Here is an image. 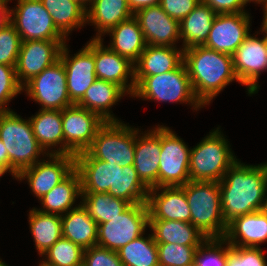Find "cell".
Returning a JSON list of instances; mask_svg holds the SVG:
<instances>
[{
    "label": "cell",
    "instance_id": "cell-1",
    "mask_svg": "<svg viewBox=\"0 0 267 266\" xmlns=\"http://www.w3.org/2000/svg\"><path fill=\"white\" fill-rule=\"evenodd\" d=\"M81 193H108L131 204L146 203L149 188L133 165L124 166L95 159L88 151L75 155Z\"/></svg>",
    "mask_w": 267,
    "mask_h": 266
},
{
    "label": "cell",
    "instance_id": "cell-2",
    "mask_svg": "<svg viewBox=\"0 0 267 266\" xmlns=\"http://www.w3.org/2000/svg\"><path fill=\"white\" fill-rule=\"evenodd\" d=\"M219 187L226 223L261 210L267 193V162L249 165L238 159L224 174Z\"/></svg>",
    "mask_w": 267,
    "mask_h": 266
},
{
    "label": "cell",
    "instance_id": "cell-3",
    "mask_svg": "<svg viewBox=\"0 0 267 266\" xmlns=\"http://www.w3.org/2000/svg\"><path fill=\"white\" fill-rule=\"evenodd\" d=\"M184 64L195 97L205 107L233 81V56L204 45L184 49Z\"/></svg>",
    "mask_w": 267,
    "mask_h": 266
},
{
    "label": "cell",
    "instance_id": "cell-4",
    "mask_svg": "<svg viewBox=\"0 0 267 266\" xmlns=\"http://www.w3.org/2000/svg\"><path fill=\"white\" fill-rule=\"evenodd\" d=\"M0 140L6 146L9 170L15 177L42 160L41 156L47 157L34 136L29 119H23L13 110L0 113Z\"/></svg>",
    "mask_w": 267,
    "mask_h": 266
},
{
    "label": "cell",
    "instance_id": "cell-5",
    "mask_svg": "<svg viewBox=\"0 0 267 266\" xmlns=\"http://www.w3.org/2000/svg\"><path fill=\"white\" fill-rule=\"evenodd\" d=\"M180 187L191 210V224L206 238H223L227 223L222 216L219 182L189 181Z\"/></svg>",
    "mask_w": 267,
    "mask_h": 266
},
{
    "label": "cell",
    "instance_id": "cell-6",
    "mask_svg": "<svg viewBox=\"0 0 267 266\" xmlns=\"http://www.w3.org/2000/svg\"><path fill=\"white\" fill-rule=\"evenodd\" d=\"M220 127L213 129L190 150V181L220 182L238 160Z\"/></svg>",
    "mask_w": 267,
    "mask_h": 266
},
{
    "label": "cell",
    "instance_id": "cell-7",
    "mask_svg": "<svg viewBox=\"0 0 267 266\" xmlns=\"http://www.w3.org/2000/svg\"><path fill=\"white\" fill-rule=\"evenodd\" d=\"M142 100L191 104L194 110L204 108L195 97L184 62L176 69L145 77L132 95Z\"/></svg>",
    "mask_w": 267,
    "mask_h": 266
},
{
    "label": "cell",
    "instance_id": "cell-8",
    "mask_svg": "<svg viewBox=\"0 0 267 266\" xmlns=\"http://www.w3.org/2000/svg\"><path fill=\"white\" fill-rule=\"evenodd\" d=\"M136 128L127 123L105 122L87 150L95 159L120 167L133 165Z\"/></svg>",
    "mask_w": 267,
    "mask_h": 266
},
{
    "label": "cell",
    "instance_id": "cell-9",
    "mask_svg": "<svg viewBox=\"0 0 267 266\" xmlns=\"http://www.w3.org/2000/svg\"><path fill=\"white\" fill-rule=\"evenodd\" d=\"M149 227L146 203L131 204L123 213L98 225L97 245L117 251L144 234Z\"/></svg>",
    "mask_w": 267,
    "mask_h": 266
},
{
    "label": "cell",
    "instance_id": "cell-10",
    "mask_svg": "<svg viewBox=\"0 0 267 266\" xmlns=\"http://www.w3.org/2000/svg\"><path fill=\"white\" fill-rule=\"evenodd\" d=\"M9 10L10 23L21 41L68 39L54 25L50 13L40 0H17L16 7H9Z\"/></svg>",
    "mask_w": 267,
    "mask_h": 266
},
{
    "label": "cell",
    "instance_id": "cell-11",
    "mask_svg": "<svg viewBox=\"0 0 267 266\" xmlns=\"http://www.w3.org/2000/svg\"><path fill=\"white\" fill-rule=\"evenodd\" d=\"M66 71L59 59L39 75L33 77L23 86L30 99L38 103L43 110H63L72 106L67 91Z\"/></svg>",
    "mask_w": 267,
    "mask_h": 266
},
{
    "label": "cell",
    "instance_id": "cell-12",
    "mask_svg": "<svg viewBox=\"0 0 267 266\" xmlns=\"http://www.w3.org/2000/svg\"><path fill=\"white\" fill-rule=\"evenodd\" d=\"M190 150L170 127L161 125L159 187L183 186L190 181Z\"/></svg>",
    "mask_w": 267,
    "mask_h": 266
},
{
    "label": "cell",
    "instance_id": "cell-13",
    "mask_svg": "<svg viewBox=\"0 0 267 266\" xmlns=\"http://www.w3.org/2000/svg\"><path fill=\"white\" fill-rule=\"evenodd\" d=\"M264 36L249 34L236 49L233 56V69L238 83L247 86V94L252 96L260 89L258 78L261 72L267 71L266 28L261 25Z\"/></svg>",
    "mask_w": 267,
    "mask_h": 266
},
{
    "label": "cell",
    "instance_id": "cell-14",
    "mask_svg": "<svg viewBox=\"0 0 267 266\" xmlns=\"http://www.w3.org/2000/svg\"><path fill=\"white\" fill-rule=\"evenodd\" d=\"M64 154L77 155L92 145L99 128L105 123L97 114L76 104L61 110Z\"/></svg>",
    "mask_w": 267,
    "mask_h": 266
},
{
    "label": "cell",
    "instance_id": "cell-15",
    "mask_svg": "<svg viewBox=\"0 0 267 266\" xmlns=\"http://www.w3.org/2000/svg\"><path fill=\"white\" fill-rule=\"evenodd\" d=\"M47 159L23 169L16 180H27L29 188L38 200L63 181L75 169V155L50 154Z\"/></svg>",
    "mask_w": 267,
    "mask_h": 266
},
{
    "label": "cell",
    "instance_id": "cell-16",
    "mask_svg": "<svg viewBox=\"0 0 267 266\" xmlns=\"http://www.w3.org/2000/svg\"><path fill=\"white\" fill-rule=\"evenodd\" d=\"M67 46V43L63 45L59 59L65 67L69 98L76 104L97 79L95 75L94 39H90L85 47L83 46L74 56H70V49Z\"/></svg>",
    "mask_w": 267,
    "mask_h": 266
},
{
    "label": "cell",
    "instance_id": "cell-17",
    "mask_svg": "<svg viewBox=\"0 0 267 266\" xmlns=\"http://www.w3.org/2000/svg\"><path fill=\"white\" fill-rule=\"evenodd\" d=\"M66 40L21 41L15 67L18 82L24 86L33 77L59 60Z\"/></svg>",
    "mask_w": 267,
    "mask_h": 266
},
{
    "label": "cell",
    "instance_id": "cell-18",
    "mask_svg": "<svg viewBox=\"0 0 267 266\" xmlns=\"http://www.w3.org/2000/svg\"><path fill=\"white\" fill-rule=\"evenodd\" d=\"M251 14H217L204 46L218 52L233 55L250 34Z\"/></svg>",
    "mask_w": 267,
    "mask_h": 266
},
{
    "label": "cell",
    "instance_id": "cell-19",
    "mask_svg": "<svg viewBox=\"0 0 267 266\" xmlns=\"http://www.w3.org/2000/svg\"><path fill=\"white\" fill-rule=\"evenodd\" d=\"M94 61L97 79L119 85L127 95H133L136 87L134 63L105 46L103 38L94 39Z\"/></svg>",
    "mask_w": 267,
    "mask_h": 266
},
{
    "label": "cell",
    "instance_id": "cell-20",
    "mask_svg": "<svg viewBox=\"0 0 267 266\" xmlns=\"http://www.w3.org/2000/svg\"><path fill=\"white\" fill-rule=\"evenodd\" d=\"M137 19L147 45L177 47L180 40V22L170 17L160 5L136 11Z\"/></svg>",
    "mask_w": 267,
    "mask_h": 266
},
{
    "label": "cell",
    "instance_id": "cell-21",
    "mask_svg": "<svg viewBox=\"0 0 267 266\" xmlns=\"http://www.w3.org/2000/svg\"><path fill=\"white\" fill-rule=\"evenodd\" d=\"M160 153L161 125H157L145 133L136 128L133 166L138 177L149 189L159 187Z\"/></svg>",
    "mask_w": 267,
    "mask_h": 266
},
{
    "label": "cell",
    "instance_id": "cell-22",
    "mask_svg": "<svg viewBox=\"0 0 267 266\" xmlns=\"http://www.w3.org/2000/svg\"><path fill=\"white\" fill-rule=\"evenodd\" d=\"M149 220L191 223V210L180 186L150 188L147 196Z\"/></svg>",
    "mask_w": 267,
    "mask_h": 266
},
{
    "label": "cell",
    "instance_id": "cell-23",
    "mask_svg": "<svg viewBox=\"0 0 267 266\" xmlns=\"http://www.w3.org/2000/svg\"><path fill=\"white\" fill-rule=\"evenodd\" d=\"M223 239L230 246L259 248L267 242V216L259 210L235 217L227 223Z\"/></svg>",
    "mask_w": 267,
    "mask_h": 266
},
{
    "label": "cell",
    "instance_id": "cell-24",
    "mask_svg": "<svg viewBox=\"0 0 267 266\" xmlns=\"http://www.w3.org/2000/svg\"><path fill=\"white\" fill-rule=\"evenodd\" d=\"M184 62V49L180 47L146 45L135 67V85L145 77L162 74L178 68Z\"/></svg>",
    "mask_w": 267,
    "mask_h": 266
},
{
    "label": "cell",
    "instance_id": "cell-25",
    "mask_svg": "<svg viewBox=\"0 0 267 266\" xmlns=\"http://www.w3.org/2000/svg\"><path fill=\"white\" fill-rule=\"evenodd\" d=\"M127 94L119 85L96 79L76 105L97 114L105 122H120L111 109Z\"/></svg>",
    "mask_w": 267,
    "mask_h": 266
},
{
    "label": "cell",
    "instance_id": "cell-26",
    "mask_svg": "<svg viewBox=\"0 0 267 266\" xmlns=\"http://www.w3.org/2000/svg\"><path fill=\"white\" fill-rule=\"evenodd\" d=\"M29 121L38 144L47 155L64 154L61 110L39 109Z\"/></svg>",
    "mask_w": 267,
    "mask_h": 266
},
{
    "label": "cell",
    "instance_id": "cell-27",
    "mask_svg": "<svg viewBox=\"0 0 267 266\" xmlns=\"http://www.w3.org/2000/svg\"><path fill=\"white\" fill-rule=\"evenodd\" d=\"M132 16L127 0H94L86 10V23L96 28L93 39H101L110 29Z\"/></svg>",
    "mask_w": 267,
    "mask_h": 266
},
{
    "label": "cell",
    "instance_id": "cell-28",
    "mask_svg": "<svg viewBox=\"0 0 267 266\" xmlns=\"http://www.w3.org/2000/svg\"><path fill=\"white\" fill-rule=\"evenodd\" d=\"M106 34H109L112 39L107 46L134 64L147 45L139 23L134 16L122 21Z\"/></svg>",
    "mask_w": 267,
    "mask_h": 266
},
{
    "label": "cell",
    "instance_id": "cell-29",
    "mask_svg": "<svg viewBox=\"0 0 267 266\" xmlns=\"http://www.w3.org/2000/svg\"><path fill=\"white\" fill-rule=\"evenodd\" d=\"M81 194L80 175L74 169L63 181L39 199L43 209L42 207L41 209H36L43 213L63 215L80 205V203H76V206L75 202L77 201L76 199L81 197Z\"/></svg>",
    "mask_w": 267,
    "mask_h": 266
},
{
    "label": "cell",
    "instance_id": "cell-30",
    "mask_svg": "<svg viewBox=\"0 0 267 266\" xmlns=\"http://www.w3.org/2000/svg\"><path fill=\"white\" fill-rule=\"evenodd\" d=\"M62 237L76 243L84 250L97 245L98 224L80 204L61 215Z\"/></svg>",
    "mask_w": 267,
    "mask_h": 266
},
{
    "label": "cell",
    "instance_id": "cell-31",
    "mask_svg": "<svg viewBox=\"0 0 267 266\" xmlns=\"http://www.w3.org/2000/svg\"><path fill=\"white\" fill-rule=\"evenodd\" d=\"M217 15L202 1L180 21V40L182 48L204 45L208 39L214 18Z\"/></svg>",
    "mask_w": 267,
    "mask_h": 266
},
{
    "label": "cell",
    "instance_id": "cell-32",
    "mask_svg": "<svg viewBox=\"0 0 267 266\" xmlns=\"http://www.w3.org/2000/svg\"><path fill=\"white\" fill-rule=\"evenodd\" d=\"M149 229L156 243L200 246L207 239L191 223L183 221L149 220Z\"/></svg>",
    "mask_w": 267,
    "mask_h": 266
},
{
    "label": "cell",
    "instance_id": "cell-33",
    "mask_svg": "<svg viewBox=\"0 0 267 266\" xmlns=\"http://www.w3.org/2000/svg\"><path fill=\"white\" fill-rule=\"evenodd\" d=\"M28 222L38 255L42 256L62 237L61 215L29 210Z\"/></svg>",
    "mask_w": 267,
    "mask_h": 266
},
{
    "label": "cell",
    "instance_id": "cell-34",
    "mask_svg": "<svg viewBox=\"0 0 267 266\" xmlns=\"http://www.w3.org/2000/svg\"><path fill=\"white\" fill-rule=\"evenodd\" d=\"M50 13L54 25L67 38L72 30L86 23V10L73 0H40ZM75 28V29H74Z\"/></svg>",
    "mask_w": 267,
    "mask_h": 266
},
{
    "label": "cell",
    "instance_id": "cell-35",
    "mask_svg": "<svg viewBox=\"0 0 267 266\" xmlns=\"http://www.w3.org/2000/svg\"><path fill=\"white\" fill-rule=\"evenodd\" d=\"M80 204L89 216L99 225L110 222L112 218L123 213L131 203L108 193H82Z\"/></svg>",
    "mask_w": 267,
    "mask_h": 266
},
{
    "label": "cell",
    "instance_id": "cell-36",
    "mask_svg": "<svg viewBox=\"0 0 267 266\" xmlns=\"http://www.w3.org/2000/svg\"><path fill=\"white\" fill-rule=\"evenodd\" d=\"M145 233L117 250L124 266H159L157 243L151 234Z\"/></svg>",
    "mask_w": 267,
    "mask_h": 266
},
{
    "label": "cell",
    "instance_id": "cell-37",
    "mask_svg": "<svg viewBox=\"0 0 267 266\" xmlns=\"http://www.w3.org/2000/svg\"><path fill=\"white\" fill-rule=\"evenodd\" d=\"M84 249L76 243L61 237L41 257L44 266H81Z\"/></svg>",
    "mask_w": 267,
    "mask_h": 266
},
{
    "label": "cell",
    "instance_id": "cell-38",
    "mask_svg": "<svg viewBox=\"0 0 267 266\" xmlns=\"http://www.w3.org/2000/svg\"><path fill=\"white\" fill-rule=\"evenodd\" d=\"M227 260L228 243L223 238H207L197 248L194 261L197 266H227Z\"/></svg>",
    "mask_w": 267,
    "mask_h": 266
},
{
    "label": "cell",
    "instance_id": "cell-39",
    "mask_svg": "<svg viewBox=\"0 0 267 266\" xmlns=\"http://www.w3.org/2000/svg\"><path fill=\"white\" fill-rule=\"evenodd\" d=\"M198 247L157 243L159 266H187L194 262Z\"/></svg>",
    "mask_w": 267,
    "mask_h": 266
},
{
    "label": "cell",
    "instance_id": "cell-40",
    "mask_svg": "<svg viewBox=\"0 0 267 266\" xmlns=\"http://www.w3.org/2000/svg\"><path fill=\"white\" fill-rule=\"evenodd\" d=\"M23 92L18 82L15 67L0 63V113L12 111L8 103Z\"/></svg>",
    "mask_w": 267,
    "mask_h": 266
},
{
    "label": "cell",
    "instance_id": "cell-41",
    "mask_svg": "<svg viewBox=\"0 0 267 266\" xmlns=\"http://www.w3.org/2000/svg\"><path fill=\"white\" fill-rule=\"evenodd\" d=\"M20 46V35L10 23L0 31V63L16 67Z\"/></svg>",
    "mask_w": 267,
    "mask_h": 266
},
{
    "label": "cell",
    "instance_id": "cell-42",
    "mask_svg": "<svg viewBox=\"0 0 267 266\" xmlns=\"http://www.w3.org/2000/svg\"><path fill=\"white\" fill-rule=\"evenodd\" d=\"M261 247H235L228 244L227 266H267Z\"/></svg>",
    "mask_w": 267,
    "mask_h": 266
},
{
    "label": "cell",
    "instance_id": "cell-43",
    "mask_svg": "<svg viewBox=\"0 0 267 266\" xmlns=\"http://www.w3.org/2000/svg\"><path fill=\"white\" fill-rule=\"evenodd\" d=\"M84 266H124L116 251L98 245L84 250Z\"/></svg>",
    "mask_w": 267,
    "mask_h": 266
},
{
    "label": "cell",
    "instance_id": "cell-44",
    "mask_svg": "<svg viewBox=\"0 0 267 266\" xmlns=\"http://www.w3.org/2000/svg\"><path fill=\"white\" fill-rule=\"evenodd\" d=\"M201 0H161V8L173 19L183 20Z\"/></svg>",
    "mask_w": 267,
    "mask_h": 266
},
{
    "label": "cell",
    "instance_id": "cell-45",
    "mask_svg": "<svg viewBox=\"0 0 267 266\" xmlns=\"http://www.w3.org/2000/svg\"><path fill=\"white\" fill-rule=\"evenodd\" d=\"M217 14L244 13L247 6L243 0H201Z\"/></svg>",
    "mask_w": 267,
    "mask_h": 266
},
{
    "label": "cell",
    "instance_id": "cell-46",
    "mask_svg": "<svg viewBox=\"0 0 267 266\" xmlns=\"http://www.w3.org/2000/svg\"><path fill=\"white\" fill-rule=\"evenodd\" d=\"M161 0H127L128 6L133 14L145 7L160 5Z\"/></svg>",
    "mask_w": 267,
    "mask_h": 266
},
{
    "label": "cell",
    "instance_id": "cell-47",
    "mask_svg": "<svg viewBox=\"0 0 267 266\" xmlns=\"http://www.w3.org/2000/svg\"><path fill=\"white\" fill-rule=\"evenodd\" d=\"M10 24V10L7 4H0V31Z\"/></svg>",
    "mask_w": 267,
    "mask_h": 266
},
{
    "label": "cell",
    "instance_id": "cell-48",
    "mask_svg": "<svg viewBox=\"0 0 267 266\" xmlns=\"http://www.w3.org/2000/svg\"><path fill=\"white\" fill-rule=\"evenodd\" d=\"M0 164L5 165L9 169V158L6 146L0 140Z\"/></svg>",
    "mask_w": 267,
    "mask_h": 266
},
{
    "label": "cell",
    "instance_id": "cell-49",
    "mask_svg": "<svg viewBox=\"0 0 267 266\" xmlns=\"http://www.w3.org/2000/svg\"><path fill=\"white\" fill-rule=\"evenodd\" d=\"M245 4L254 2L257 4L264 5L263 8L265 9L267 7V0H243Z\"/></svg>",
    "mask_w": 267,
    "mask_h": 266
},
{
    "label": "cell",
    "instance_id": "cell-50",
    "mask_svg": "<svg viewBox=\"0 0 267 266\" xmlns=\"http://www.w3.org/2000/svg\"><path fill=\"white\" fill-rule=\"evenodd\" d=\"M7 172H10L12 177L16 179V177L11 173V171L5 165L0 164V177L3 176Z\"/></svg>",
    "mask_w": 267,
    "mask_h": 266
},
{
    "label": "cell",
    "instance_id": "cell-51",
    "mask_svg": "<svg viewBox=\"0 0 267 266\" xmlns=\"http://www.w3.org/2000/svg\"><path fill=\"white\" fill-rule=\"evenodd\" d=\"M77 2L79 5H81L85 10L88 9L89 6V0H73Z\"/></svg>",
    "mask_w": 267,
    "mask_h": 266
},
{
    "label": "cell",
    "instance_id": "cell-52",
    "mask_svg": "<svg viewBox=\"0 0 267 266\" xmlns=\"http://www.w3.org/2000/svg\"><path fill=\"white\" fill-rule=\"evenodd\" d=\"M261 211H262V213H264L267 216V193H266V197H265V200L263 202Z\"/></svg>",
    "mask_w": 267,
    "mask_h": 266
},
{
    "label": "cell",
    "instance_id": "cell-53",
    "mask_svg": "<svg viewBox=\"0 0 267 266\" xmlns=\"http://www.w3.org/2000/svg\"><path fill=\"white\" fill-rule=\"evenodd\" d=\"M264 10V15H263V23H262V25L267 29V7L265 8V9H263Z\"/></svg>",
    "mask_w": 267,
    "mask_h": 266
},
{
    "label": "cell",
    "instance_id": "cell-54",
    "mask_svg": "<svg viewBox=\"0 0 267 266\" xmlns=\"http://www.w3.org/2000/svg\"><path fill=\"white\" fill-rule=\"evenodd\" d=\"M10 0H0V4H8Z\"/></svg>",
    "mask_w": 267,
    "mask_h": 266
},
{
    "label": "cell",
    "instance_id": "cell-55",
    "mask_svg": "<svg viewBox=\"0 0 267 266\" xmlns=\"http://www.w3.org/2000/svg\"><path fill=\"white\" fill-rule=\"evenodd\" d=\"M0 266H8V265L0 258Z\"/></svg>",
    "mask_w": 267,
    "mask_h": 266
},
{
    "label": "cell",
    "instance_id": "cell-56",
    "mask_svg": "<svg viewBox=\"0 0 267 266\" xmlns=\"http://www.w3.org/2000/svg\"><path fill=\"white\" fill-rule=\"evenodd\" d=\"M187 266H197V264L195 263V261Z\"/></svg>",
    "mask_w": 267,
    "mask_h": 266
}]
</instances>
